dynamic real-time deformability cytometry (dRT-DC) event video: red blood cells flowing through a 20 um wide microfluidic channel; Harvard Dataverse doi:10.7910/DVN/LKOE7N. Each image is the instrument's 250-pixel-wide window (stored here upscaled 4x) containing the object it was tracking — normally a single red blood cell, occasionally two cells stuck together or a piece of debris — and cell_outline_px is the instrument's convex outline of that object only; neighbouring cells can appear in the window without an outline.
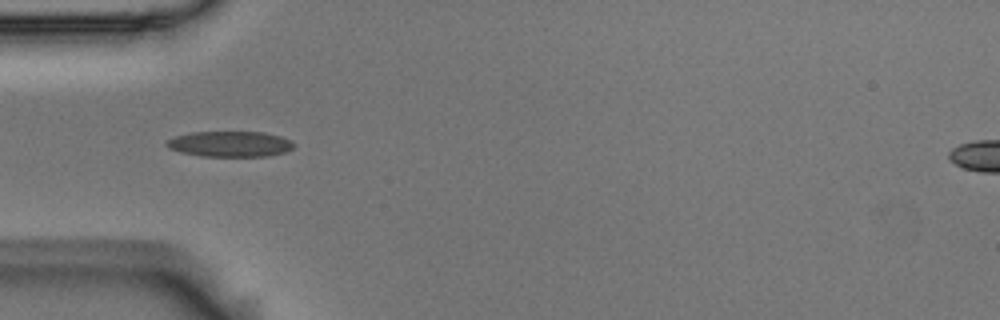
{"species": "Egyptian fruit bat (a non-hibernating species)", "species_latin": "Rousettus aegyptiacus", "temperature_condition": "room temperature", "stored_images_in_passage": 16, "camera_frame_rate_fps": 3000, "um_per_image_px": 0.085, "animal": {"sex": "male"}, "frame": {"image": 1, "passage_image": 3, "time_ms": 0.667, "image_size_px": [1000, 320], "cell_outline_px": [[296, 144], [292, 148], [284, 152], [268, 156], [200, 156], [180, 152], [168, 148], [164, 144], [168, 140], [176, 136], [192, 132], [264, 132], [280, 136], [292, 140]], "centroid_in_image_um": [19.56, 12.24], "position_along_channel_um": 65.4, "area_um2": 19.02}}
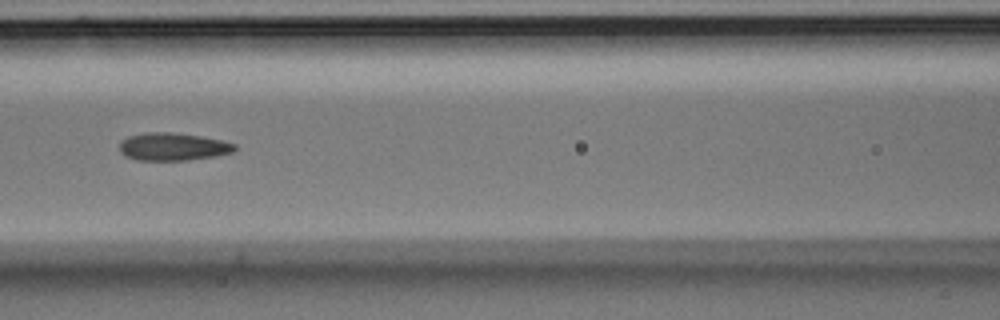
{"frame": {"image": 2, "passage_image": 10, "time_ms": 3.0, "image_size_px": [1000, 320], "cell_outline_px": [[236, 148], [232, 152], [216, 156], [188, 160], [136, 160], [120, 152], [120, 140], [128, 136], [148, 132], [172, 132], [200, 136], [220, 140], [236, 144]], "centroid_in_image_um": [14.69, 12.46], "position_along_channel_um": 151.9, "area_um2": 18.55}}